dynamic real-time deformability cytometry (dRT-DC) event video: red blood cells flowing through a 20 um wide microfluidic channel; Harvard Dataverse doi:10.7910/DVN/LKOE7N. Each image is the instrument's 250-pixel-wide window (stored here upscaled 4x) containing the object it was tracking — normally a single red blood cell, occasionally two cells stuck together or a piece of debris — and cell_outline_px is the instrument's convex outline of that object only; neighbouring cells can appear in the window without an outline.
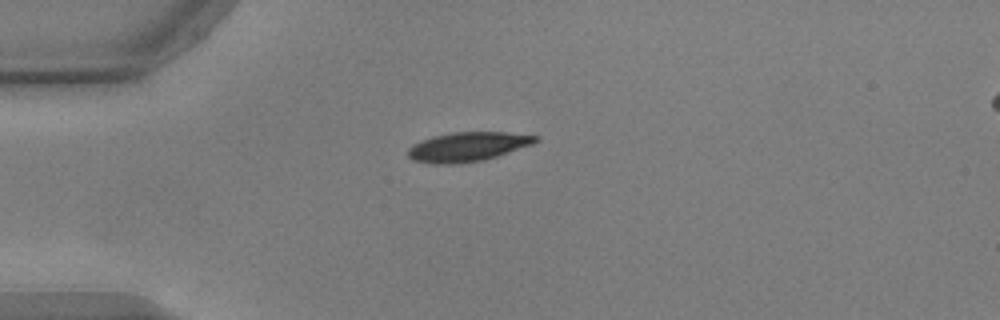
{"species": "common noctule bat (a hibernating species)", "species_latin": "Nyctalus noctula", "temperature_condition": "warm", "stored_images_in_passage": 41, "camera_frame_rate_fps": 3000, "um_per_image_px": 0.085, "animal": {"sex": "male", "body_mass_g": 17.9, "forearm_length_mm": 54.2}, "frame": {"image": 1, "passage_image": 1, "time_ms": 0.0, "image_size_px": [1000, 320], "cell_outline_px": [[540, 140], [532, 144], [484, 160], [452, 164], [432, 164], [412, 160], [408, 156], [408, 148], [412, 144], [420, 140], [432, 136], [452, 132], [508, 132], [536, 136]], "centroid_in_image_um": [39.69, 12.47], "position_along_channel_um": 45.3, "area_um2": 21.79}}
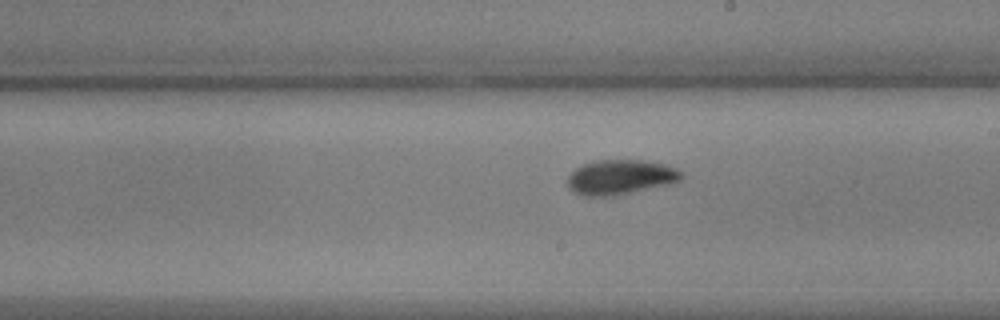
{"frame": {"image": 2, "passage_image": 18, "time_ms": 5.667, "image_size_px": [1000, 320], "cell_outline_px": [[684, 172], [680, 180], [668, 184], [616, 196], [584, 196], [568, 188], [568, 176], [576, 168], [584, 164], [596, 160], [640, 160], [664, 164], [676, 168]], "centroid_in_image_um": [52.74, 15.06], "position_along_channel_um": 236.3, "area_um2": 23.0}}
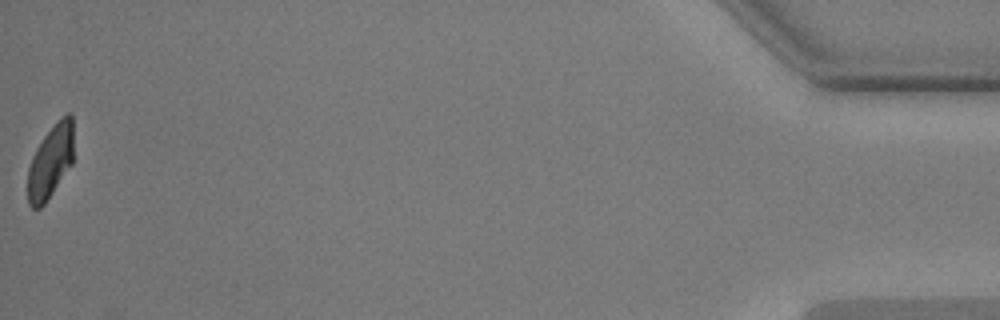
{"frame": {"image": 3, "passage_image": 41, "time_ms": 13.333, "image_size_px": [1000, 320], "cell_outline_px": [[72, 164], [44, 204], [40, 208], [32, 208], [28, 204], [28, 168], [32, 156], [36, 148], [44, 136], [56, 120], [60, 116], [68, 112], [72, 112]], "centroid_in_image_um": [4.28, 13.7], "position_along_channel_um": 430.9, "area_um2": 19.54}, "authors_computed_cell_mechanics": {"area_um2": 21.7328, "velocity_mm_per_s": 3.739, "shape_relaxation_time_tau1_ms": 3.0406, "shape_relaxation_time_tau2_ms": 1.3889, "deformation_change_tau1": 0.1368, "deformation_change_tau2": 0.0463}}